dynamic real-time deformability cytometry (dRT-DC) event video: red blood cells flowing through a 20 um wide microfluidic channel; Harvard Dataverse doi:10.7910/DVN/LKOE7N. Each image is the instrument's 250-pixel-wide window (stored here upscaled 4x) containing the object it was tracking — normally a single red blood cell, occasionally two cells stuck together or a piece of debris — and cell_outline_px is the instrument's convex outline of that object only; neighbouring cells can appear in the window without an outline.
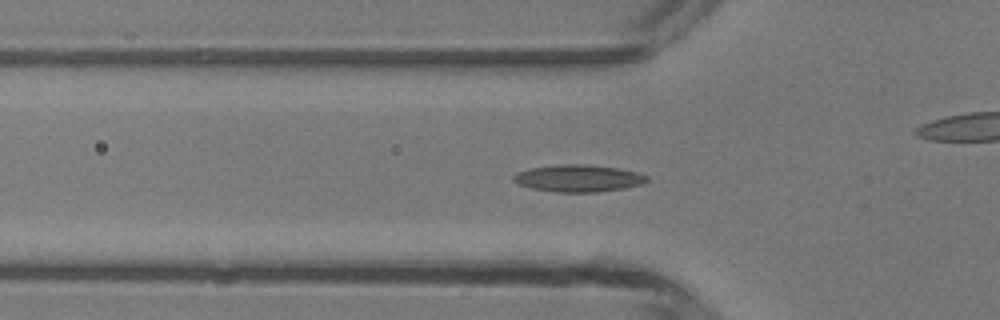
{"species": "common noctule bat (a hibernating species)", "species_latin": "Nyctalus noctula", "temperature_condition": "room temperature", "stored_images_in_passage": 49, "camera_frame_rate_fps": 3000, "um_per_image_px": 0.085, "animal": {"sex": "male", "body_mass_g": 13.3}, "frame": {"image": 1, "passage_image": 16, "time_ms": 5.0, "image_size_px": [1000, 320], "cell_outline_px": [[648, 180], [640, 184], [624, 188], [596, 192], [556, 192], [532, 188], [520, 184], [512, 180], [512, 176], [516, 172], [532, 168], [560, 164], [588, 164], [616, 168], [636, 172], [648, 176]], "centroid_in_image_um": [49.14, 15.15], "position_along_channel_um": 76.7, "area_um2": 20.87}}
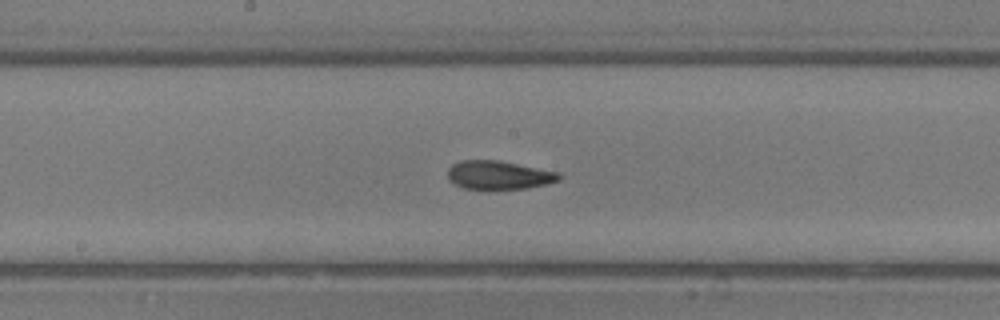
{"frame": {"image": 2, "passage_image": 25, "time_ms": 8.0, "image_size_px": [1000, 320], "cell_outline_px": [[560, 180], [548, 184], [528, 188], [492, 192], [464, 188], [448, 180], [448, 168], [452, 164], [460, 160], [496, 160], [560, 172]], "centroid_in_image_um": [42.38, 14.93], "position_along_channel_um": 205.8, "area_um2": 19.25}}
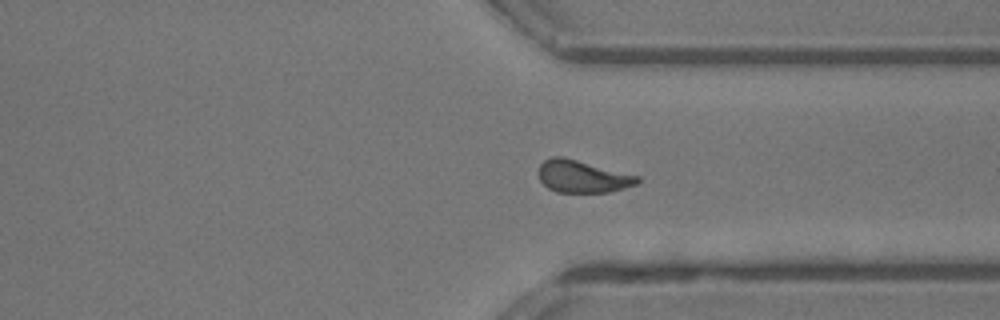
{"frame": {"image": 3, "passage_image": 36, "time_ms": 11.667, "image_size_px": [1000, 320], "cell_outline_px": [[640, 180], [636, 184], [624, 188], [608, 192], [556, 192], [548, 188], [540, 180], [540, 164], [544, 160], [552, 156], [564, 156], [640, 176]], "centroid_in_image_um": [49.52, 14.99], "position_along_channel_um": 361.9, "area_um2": 18.61}, "authors_computed_cell_mechanics": {"area_um2": 18.6116, "velocity_mm_per_s": 4.2671, "shape_relaxation_time_tau1_ms": null, "shape_relaxation_time_tau2_ms": 2.1186, "deformation_change_tau1": null, "deformation_change_tau2": 0.0926}}